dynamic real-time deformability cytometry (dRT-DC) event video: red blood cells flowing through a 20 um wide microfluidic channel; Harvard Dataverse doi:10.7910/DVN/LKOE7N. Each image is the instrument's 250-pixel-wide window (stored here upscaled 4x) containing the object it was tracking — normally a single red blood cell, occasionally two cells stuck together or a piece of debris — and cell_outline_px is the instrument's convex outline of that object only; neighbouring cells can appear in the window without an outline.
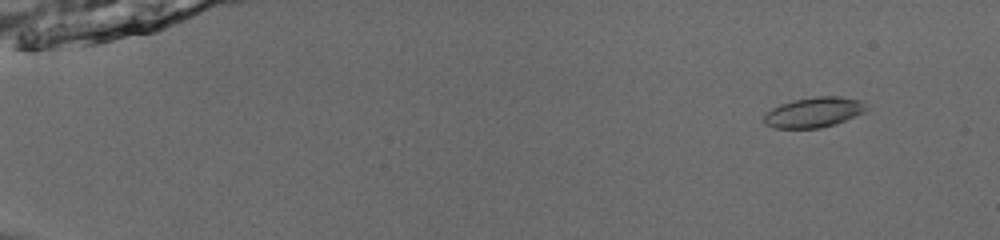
{"species": "common noctule bat (a hibernating species)", "species_latin": "Nyctalus noctula", "temperature_condition": "room temperature", "stored_images_in_passage": 54, "camera_frame_rate_fps": 3000, "um_per_image_px": 0.085, "animal": {"sex": "male", "body_mass_g": 13.0, "forearm_length_mm": 53.1}, "frame": {"image": 1, "passage_image": 6, "time_ms": 1.667, "image_size_px": [1000, 240], "cell_outline_px": [[868, 108], [864, 112], [836, 124], [820, 128], [772, 128], [764, 124], [764, 116], [772, 108], [780, 104], [796, 100], [816, 96], [840, 96], [860, 100]], "centroid_in_image_um": [69.17, 9.55], "position_along_channel_um": 15.8, "area_um2": 17.92}}
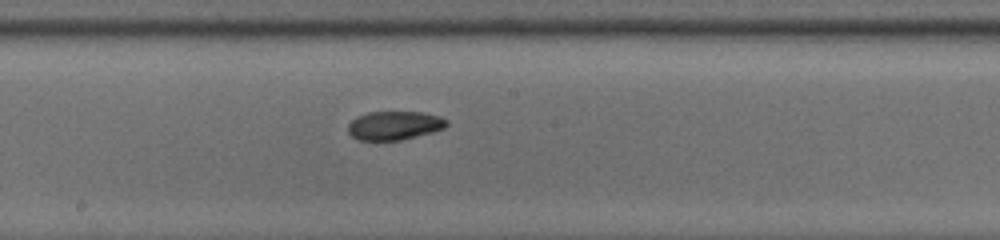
{"frame": {"image": 2, "passage_image": 32, "time_ms": 10.333, "image_size_px": [1000, 240], "cell_outline_px": [[448, 124], [444, 128], [432, 132], [400, 140], [356, 140], [348, 132], [348, 124], [356, 116], [368, 112], [424, 112], [440, 116], [448, 120]], "centroid_in_image_um": [33.51, 10.66], "position_along_channel_um": 214.7, "area_um2": 16.59}}
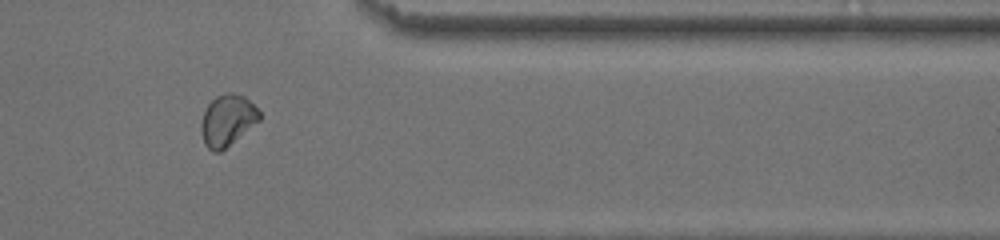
{"frame": {"image": 3, "passage_image": 46, "time_ms": 15.0, "image_size_px": [1000, 240], "cell_outline_px": [[260, 120], [220, 152], [212, 152], [204, 144], [200, 132], [200, 124], [204, 112], [208, 104], [216, 96], [224, 92], [232, 92], [244, 96], [260, 112]], "centroid_in_image_um": [19.29, 10.22], "position_along_channel_um": 392.1, "area_um2": 17.4}, "authors_computed_cell_mechanics": {"area_um2": 17.5134, "velocity_mm_per_s": 3.9524, "shape_relaxation_time_tau1_ms": null, "shape_relaxation_time_tau2_ms": 3.4209, "deformation_change_tau1": null, "deformation_change_tau2": 0.0598}}